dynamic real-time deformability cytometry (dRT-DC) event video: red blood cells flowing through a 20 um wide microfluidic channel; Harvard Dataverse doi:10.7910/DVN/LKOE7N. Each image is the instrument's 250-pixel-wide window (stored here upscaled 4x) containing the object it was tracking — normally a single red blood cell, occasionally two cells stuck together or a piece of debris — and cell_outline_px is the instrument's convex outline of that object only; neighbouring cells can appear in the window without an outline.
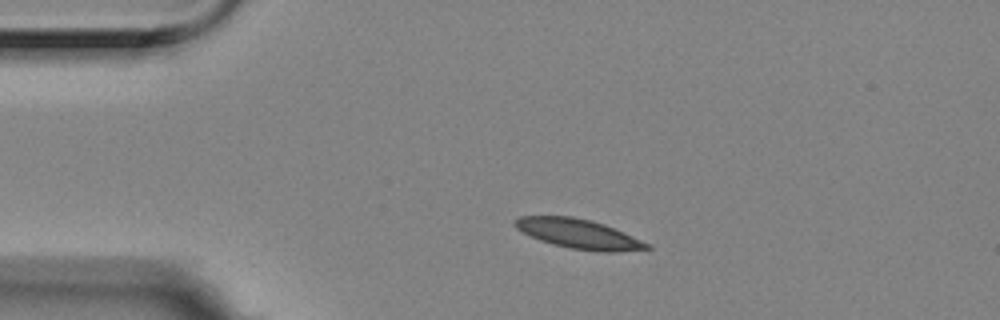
{"species": "Egyptian fruit bat (a non-hibernating species)", "species_latin": "Rousettus aegyptiacus", "temperature_condition": "room temperature", "stored_images_in_passage": 3, "camera_frame_rate_fps": 3000, "um_per_image_px": 0.085, "animal": {"sex": "female"}, "frame": {"image": 1, "passage_image": 2, "time_ms": 0.333, "image_size_px": [1000, 320], "cell_outline_px": [[652, 248], [616, 252], [600, 252], [572, 248], [552, 244], [540, 240], [516, 228], [512, 224], [512, 220], [520, 216], [572, 216], [592, 220], [604, 224], [652, 244]], "centroid_in_image_um": [49.2, 19.87], "position_along_channel_um": 35.8, "area_um2": 22.72}}